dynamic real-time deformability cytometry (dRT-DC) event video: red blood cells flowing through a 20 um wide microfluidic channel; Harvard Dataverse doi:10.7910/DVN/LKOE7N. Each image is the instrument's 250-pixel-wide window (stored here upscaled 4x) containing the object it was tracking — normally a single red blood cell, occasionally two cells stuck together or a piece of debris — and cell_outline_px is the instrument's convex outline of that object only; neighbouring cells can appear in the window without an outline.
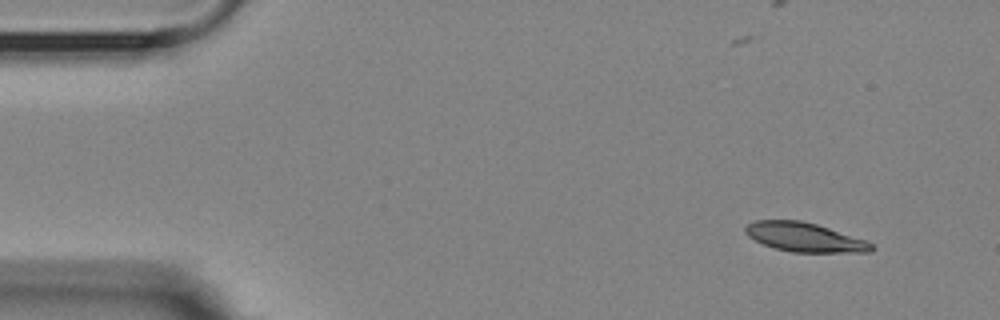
{"species": "Egyptian fruit bat (a non-hibernating species)", "species_latin": "Rousettus aegyptiacus", "temperature_condition": "room temperature", "stored_images_in_passage": 3, "camera_frame_rate_fps": 3000, "um_per_image_px": 0.085, "animal": {"sex": "female"}, "frame": {"image": 1, "passage_image": 1, "time_ms": 0.0, "image_size_px": [1000, 320], "cell_outline_px": [[876, 248], [872, 252], [792, 252], [776, 248], [764, 244], [748, 236], [744, 232], [744, 228], [748, 224], [756, 220], [800, 220], [816, 224], [868, 240]], "centroid_in_image_um": [68.43, 20.16], "position_along_channel_um": 16.6, "area_um2": 21.39}}
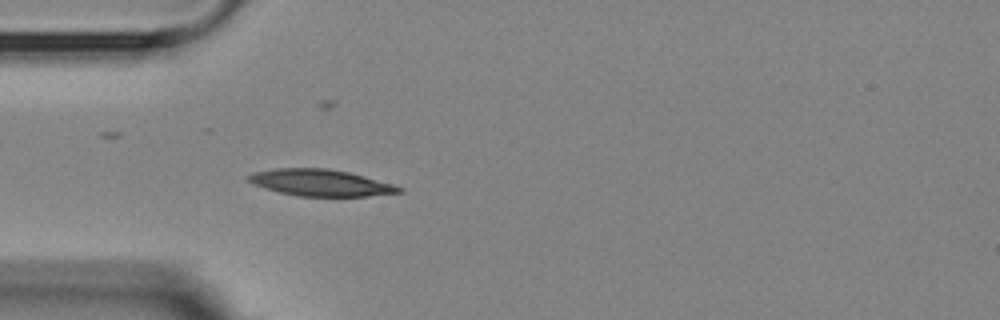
{"frame": {"image": 2, "passage_image": 3, "time_ms": 3.667, "image_size_px": [1000, 320], "cell_outline_px": [[404, 192], [368, 196], [300, 196], [280, 192], [264, 188], [252, 184], [244, 180], [244, 176], [252, 172], [276, 168], [328, 168], [348, 172], [364, 176], [392, 184], [404, 188]], "centroid_in_image_um": [27.18, 15.52], "position_along_channel_um": 57.8, "area_um2": 23.52}}